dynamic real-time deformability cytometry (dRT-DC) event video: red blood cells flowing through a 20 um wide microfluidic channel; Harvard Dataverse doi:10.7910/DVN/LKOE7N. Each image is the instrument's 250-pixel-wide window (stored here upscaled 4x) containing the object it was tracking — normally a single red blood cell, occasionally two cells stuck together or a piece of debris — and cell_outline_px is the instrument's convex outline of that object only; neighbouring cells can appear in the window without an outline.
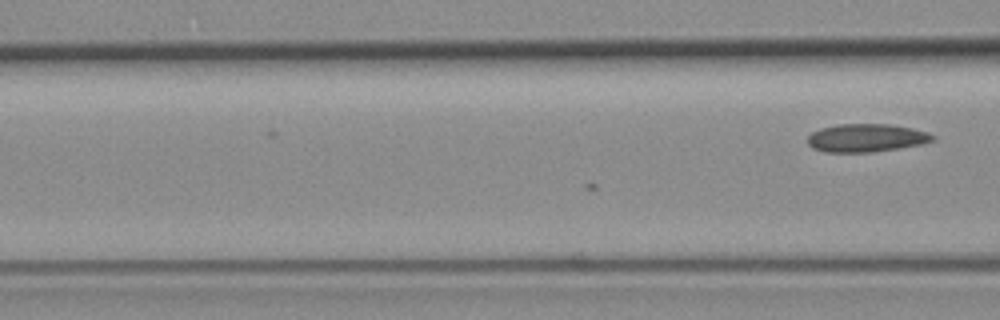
{"species": "common noctule bat (a hibernating species)", "species_latin": "Nyctalus noctula", "temperature_condition": "room temperature", "stored_images_in_passage": 7, "camera_frame_rate_fps": 3000, "um_per_image_px": 0.085, "animal": {"sex": "female", "body_mass_g": 19.3, "forearm_length_mm": 54.1}, "frame": {"image": 1, "passage_image": 7, "time_ms": 2.0, "image_size_px": [1000, 320], "cell_outline_px": [[936, 140], [920, 144], [872, 152], [824, 152], [812, 148], [808, 144], [808, 136], [812, 132], [820, 128], [836, 124], [888, 124], [912, 128], [928, 132], [936, 136]], "centroid_in_image_um": [73.62, 11.71], "position_along_channel_um": 93.0, "area_um2": 20.52}}